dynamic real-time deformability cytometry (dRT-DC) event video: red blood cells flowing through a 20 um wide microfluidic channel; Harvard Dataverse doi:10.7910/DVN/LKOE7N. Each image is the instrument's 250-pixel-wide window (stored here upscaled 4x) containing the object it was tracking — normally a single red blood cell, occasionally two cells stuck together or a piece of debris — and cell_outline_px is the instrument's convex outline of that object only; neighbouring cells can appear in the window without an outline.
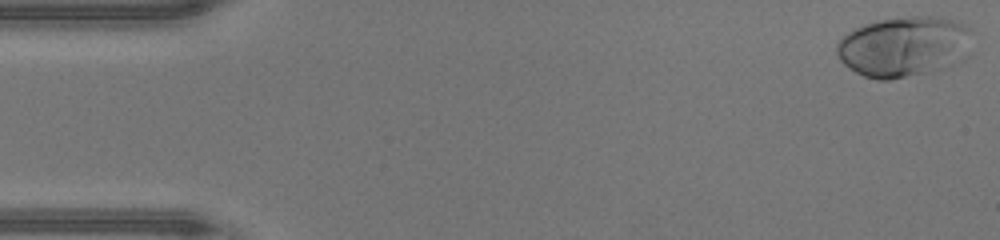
{"species": "human", "species_latin": "Homo sapiens", "temperature_condition": "warm", "stored_images_in_passage": 47, "camera_frame_rate_fps": 3000, "um_per_image_px": 0.085, "donor": {"sex": "male"}, "frame": {"image": 1, "passage_image": 1, "time_ms": 0.0, "image_size_px": [1000, 240], "cell_outline_px": [[968, 28], [916, 72], [904, 76], [888, 80], [876, 80], [864, 76], [856, 72], [844, 64], [840, 60], [836, 52], [836, 44], [848, 32], [864, 24], [876, 20], [908, 16], [940, 16], [964, 24]], "centroid_in_image_um": [76.2, 3.83], "position_along_channel_um": 8.8, "area_um2": 40.98}}
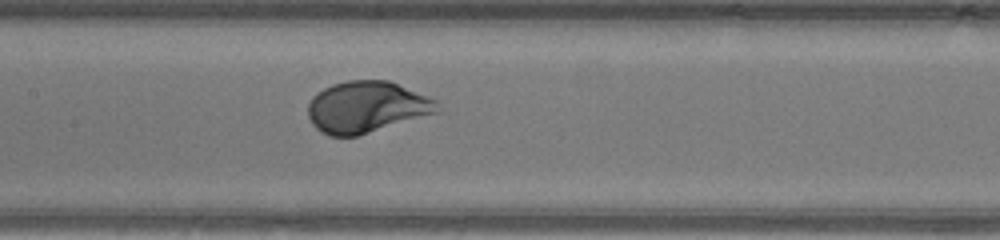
{"frame": {"image": 2, "passage_image": 22, "time_ms": 7.0, "image_size_px": [1000, 240], "cell_outline_px": [[444, 108], [440, 112], [356, 136], [328, 136], [320, 132], [312, 124], [308, 116], [308, 104], [312, 96], [324, 88], [332, 84], [348, 80], [388, 80], [436, 100]], "centroid_in_image_um": [31.17, 9.1], "position_along_channel_um": 176.2, "area_um2": 38.9}}
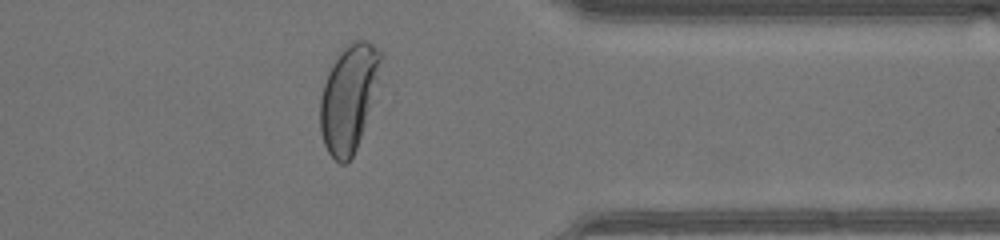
{"frame": {"image": 3, "passage_image": 37, "time_ms": 12.0, "image_size_px": [1000, 240], "cell_outline_px": [[384, 56], [364, 124], [356, 148], [352, 156], [344, 164], [340, 164], [328, 152], [324, 144], [320, 132], [320, 96], [328, 72], [332, 64], [344, 44], [352, 40], [368, 40]], "centroid_in_image_um": [29.61, 8.27], "position_along_channel_um": 381.8, "area_um2": 37.11}, "authors_computed_cell_mechanics": {"area_um2": 39.593, "velocity_mm_per_s": 4.3866, "shape_relaxation_time_tau1_ms": 1.9245, "shape_relaxation_time_tau2_ms": null, "deformation_change_tau1": 0.1814, "deformation_change_tau2": null}}